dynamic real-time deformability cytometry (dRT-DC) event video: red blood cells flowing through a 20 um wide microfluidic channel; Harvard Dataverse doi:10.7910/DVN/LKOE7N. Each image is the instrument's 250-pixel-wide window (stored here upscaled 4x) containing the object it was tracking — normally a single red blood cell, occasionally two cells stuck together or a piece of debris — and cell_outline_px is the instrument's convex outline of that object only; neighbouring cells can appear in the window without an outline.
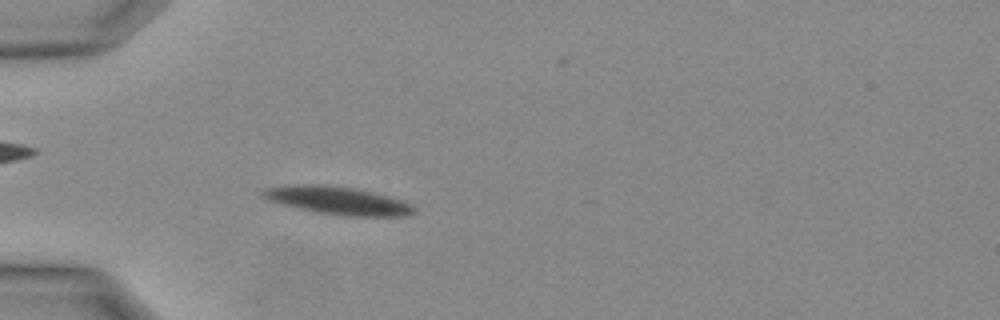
{"species": "Egyptian fruit bat (a non-hibernating species)", "species_latin": "Rousettus aegyptiacus", "temperature_condition": "warm", "stored_images_in_passage": 34, "camera_frame_rate_fps": 3000, "um_per_image_px": 0.085, "animal": {"sex": "female"}, "frame": {"image": 1, "passage_image": 10, "time_ms": 3.0, "image_size_px": [1000, 320], "cell_outline_px": [[416, 212], [408, 216], [344, 216], [316, 212], [268, 200], [260, 192], [264, 188], [316, 184], [352, 188], [372, 192], [404, 200], [412, 204], [416, 208]], "centroid_in_image_um": [28.82, 17.07], "position_along_channel_um": 56.2, "area_um2": 24.16}}
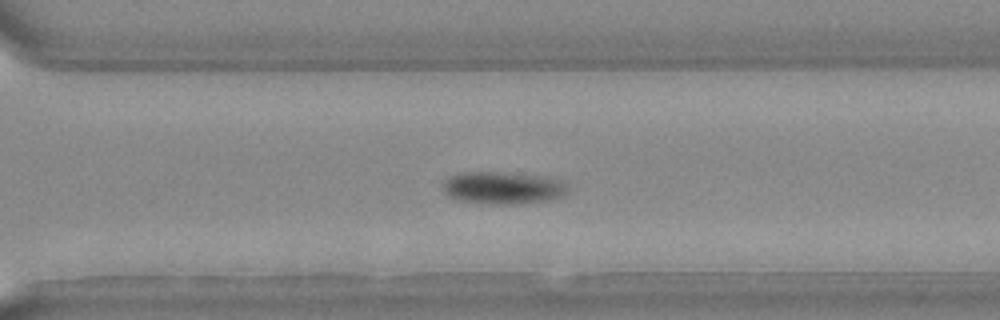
{"frame": {"image": 2, "passage_image": 24, "time_ms": 7.667, "image_size_px": [1000, 320], "cell_outline_px": [[568, 192], [552, 200], [512, 204], [476, 204], [456, 200], [448, 196], [444, 192], [444, 180], [448, 176], [460, 172], [492, 172], [548, 176], [560, 180], [564, 184]], "centroid_in_image_um": [42.69, 15.98], "position_along_channel_um": 327.9, "area_um2": 23.81}}
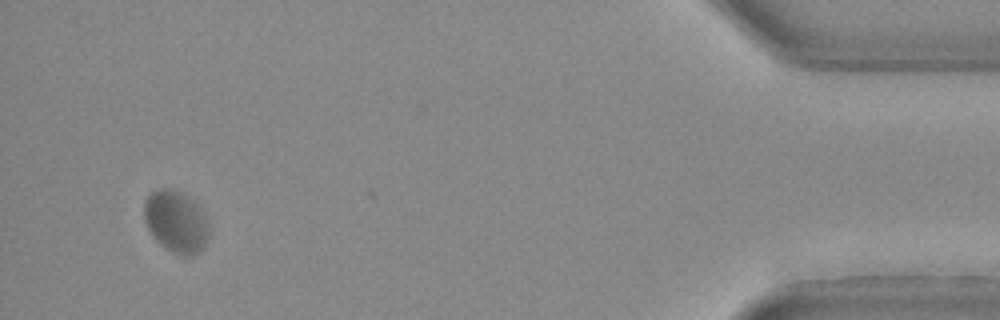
{"frame": {"image": 3, "passage_image": 32, "time_ms": 10.333, "image_size_px": [1000, 320], "cell_outline_px": [[208, 236], [204, 248], [200, 252], [188, 256], [176, 252], [160, 244], [156, 240], [148, 228], [144, 220], [144, 200], [152, 192], [160, 188], [168, 188], [192, 200], [200, 208], [208, 220]], "centroid_in_image_um": [14.96, 18.84], "position_along_channel_um": 420.2, "area_um2": 22.95}}